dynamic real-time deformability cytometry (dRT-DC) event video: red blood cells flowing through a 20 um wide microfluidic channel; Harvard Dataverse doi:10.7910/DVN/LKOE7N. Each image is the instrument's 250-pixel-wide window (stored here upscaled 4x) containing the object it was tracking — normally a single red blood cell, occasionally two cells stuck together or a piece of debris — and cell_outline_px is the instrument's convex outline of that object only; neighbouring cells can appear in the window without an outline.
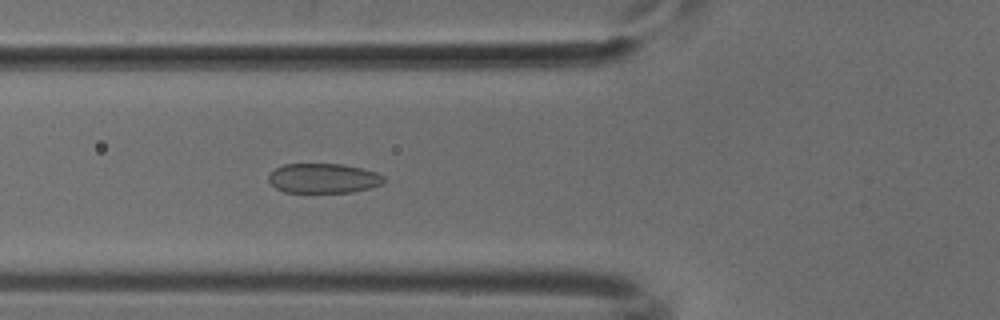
{"species": "common noctule bat (a hibernating species)", "species_latin": "Nyctalus noctula", "temperature_condition": "cold", "stored_images_in_passage": 33, "camera_frame_rate_fps": 3000, "um_per_image_px": 0.085, "animal": {"sex": "male", "body_mass_g": 18.8}, "frame": {"image": 1, "passage_image": 4, "time_ms": 1.0, "image_size_px": [1000, 320], "cell_outline_px": [[384, 180], [380, 184], [372, 188], [352, 192], [284, 192], [276, 188], [268, 180], [268, 176], [276, 168], [284, 164], [340, 164], [360, 168], [376, 172], [384, 176]], "centroid_in_image_um": [27.48, 15.16], "position_along_channel_um": 98.3, "area_um2": 19.83}}
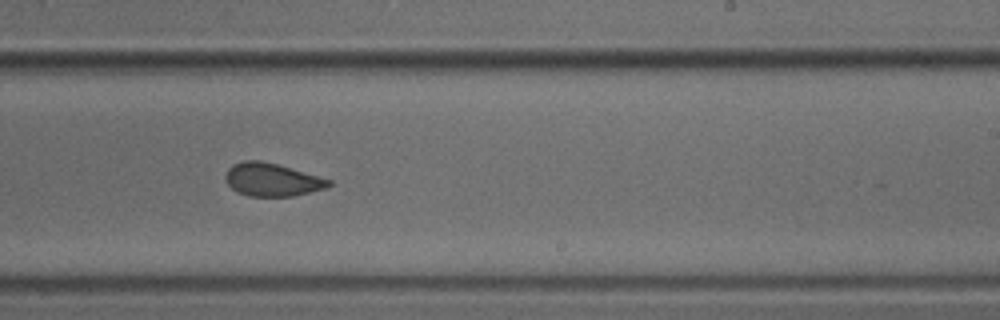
{"frame": {"image": 2, "passage_image": 17, "time_ms": 5.333, "image_size_px": [1000, 320], "cell_outline_px": [[332, 184], [328, 188], [292, 196], [248, 196], [236, 192], [228, 184], [224, 176], [228, 168], [232, 164], [244, 160], [260, 160], [276, 164], [332, 180]], "centroid_in_image_um": [23.1, 15.27], "position_along_channel_um": 265.9, "area_um2": 19.88}}
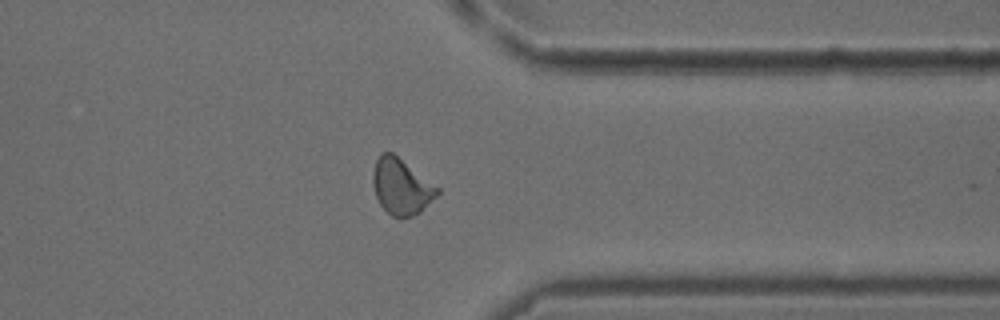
{"frame": {"image": 3, "passage_image": 26, "time_ms": 8.333, "image_size_px": [1000, 320], "cell_outline_px": [[440, 192], [420, 212], [412, 216], [400, 220], [392, 216], [380, 204], [376, 196], [372, 184], [372, 172], [376, 160], [380, 152], [392, 152], [440, 188]], "centroid_in_image_um": [34.09, 15.87], "position_along_channel_um": 377.3, "area_um2": 21.1}}